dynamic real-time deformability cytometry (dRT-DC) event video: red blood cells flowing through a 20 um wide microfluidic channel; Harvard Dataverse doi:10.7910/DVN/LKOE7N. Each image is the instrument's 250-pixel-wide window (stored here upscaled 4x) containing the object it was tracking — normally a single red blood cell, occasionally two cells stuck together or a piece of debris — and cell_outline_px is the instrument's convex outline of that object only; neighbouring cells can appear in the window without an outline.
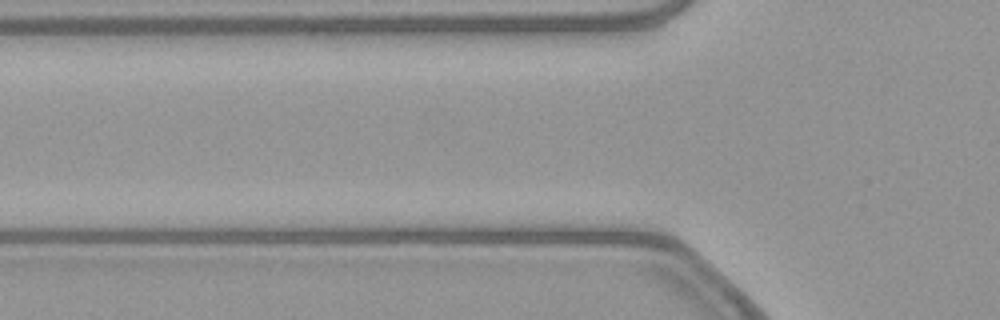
{"species": "common noctule bat (a hibernating species)", "species_latin": "Nyctalus noctula", "temperature_condition": "warm", "stored_images_in_passage": 4, "camera_frame_rate_fps": 3000, "um_per_image_px": 0.085, "animal": {"sex": "female", "body_mass_g": 21.9}, "frame": {"image": 1, "passage_image": 3, "time_ms": 0.667, "image_size_px": [1000, 320], "cell_outline_px": [[676, 276], [468, 260], [472, 256], [512, 256], [652, 260], [668, 264], [676, 268]], "centroid_in_image_um": [49.98, 22.43], "position_along_channel_um": 75.8, "area_um2": 14.68}}